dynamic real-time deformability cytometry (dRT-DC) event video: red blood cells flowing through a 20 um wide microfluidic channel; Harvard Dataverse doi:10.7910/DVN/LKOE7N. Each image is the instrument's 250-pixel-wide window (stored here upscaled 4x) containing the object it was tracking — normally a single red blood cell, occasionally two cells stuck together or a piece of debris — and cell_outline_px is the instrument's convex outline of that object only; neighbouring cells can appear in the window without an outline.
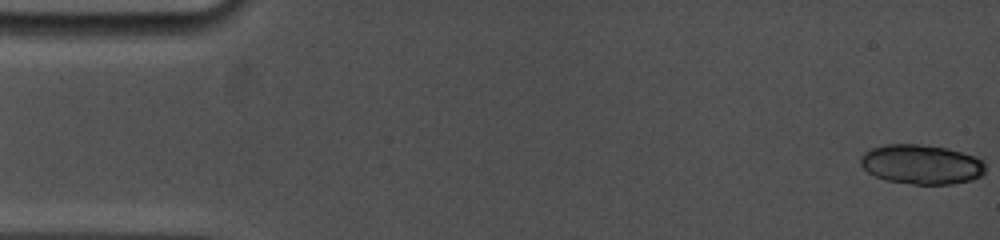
{"species": "common noctule bat (a hibernating species)", "species_latin": "Nyctalus noctula", "temperature_condition": "cold", "stored_images_in_passage": 14, "camera_frame_rate_fps": 5000, "um_per_image_px": 0.085, "animal": {"sex": "female", "body_mass_g": 19.0, "forearm_length_mm": 53.3}, "frame": {"image": 1, "passage_image": 1, "time_ms": 0.0, "image_size_px": [1000, 240], "cell_outline_px": [[984, 172], [980, 176], [972, 180], [952, 184], [912, 184], [888, 180], [876, 176], [868, 172], [860, 164], [860, 156], [864, 152], [872, 148], [888, 144], [920, 144], [948, 148], [976, 156], [984, 160]], "centroid_in_image_um": [78.34, 13.96], "position_along_channel_um": 6.7, "area_um2": 28.84}}